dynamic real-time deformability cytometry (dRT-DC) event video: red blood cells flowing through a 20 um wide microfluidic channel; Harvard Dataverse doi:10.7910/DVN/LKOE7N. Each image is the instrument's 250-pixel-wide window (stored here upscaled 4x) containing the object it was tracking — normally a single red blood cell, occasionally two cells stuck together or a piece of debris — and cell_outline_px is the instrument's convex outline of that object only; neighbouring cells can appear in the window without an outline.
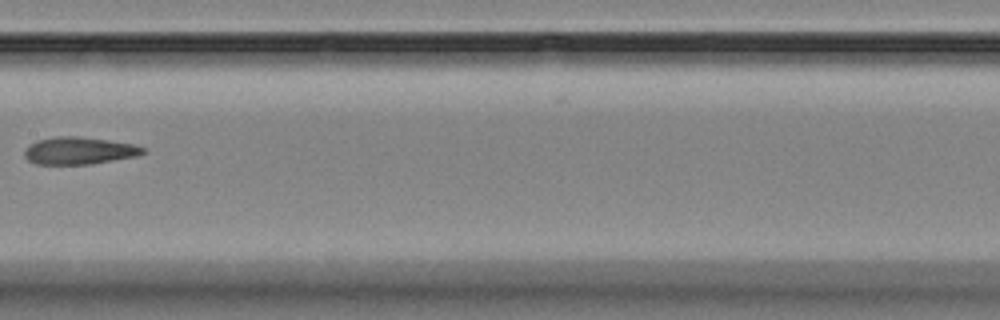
{"species": "Egyptian fruit bat (a non-hibernating species)", "species_latin": "Rousettus aegyptiacus", "temperature_condition": "room temperature", "stored_images_in_passage": 12, "camera_frame_rate_fps": 3000, "um_per_image_px": 0.085, "animal": {"sex": "female"}, "frame": {"image": 1, "passage_image": 9, "time_ms": 9.333, "image_size_px": [1000, 320], "cell_outline_px": [[144, 152], [136, 156], [92, 164], [36, 164], [28, 160], [24, 156], [24, 152], [36, 140], [56, 136], [80, 136], [108, 140], [132, 144], [144, 148]], "centroid_in_image_um": [6.7, 12.81], "position_along_channel_um": 200.7, "area_um2": 18.67}}
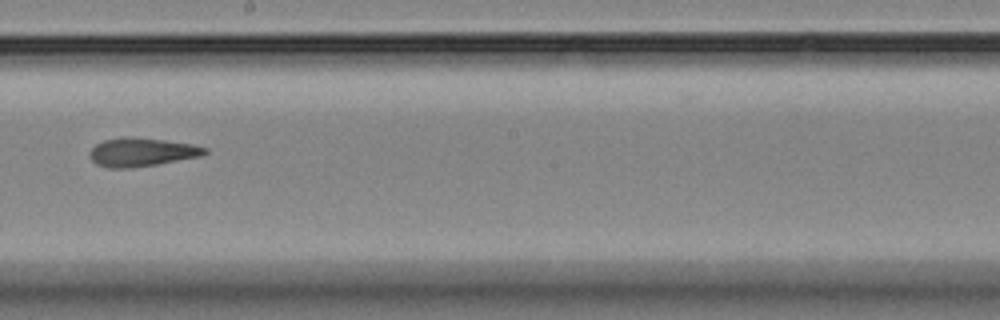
{"frame": {"image": 2, "passage_image": 10, "time_ms": 10.333, "image_size_px": [1000, 320], "cell_outline_px": [[208, 152], [204, 156], [132, 168], [108, 168], [96, 164], [88, 156], [88, 152], [96, 144], [104, 140], [124, 136], [128, 136], [164, 140], [192, 144], [208, 148]], "centroid_in_image_um": [12.04, 12.93], "position_along_channel_um": 236.2, "area_um2": 19.36}}
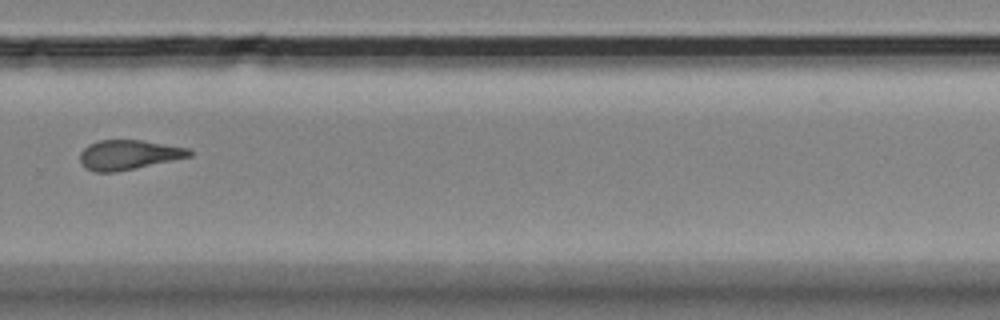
{"frame": {"image": 3, "passage_image": 12, "time_ms": 12.667, "image_size_px": [1000, 320], "cell_outline_px": [[192, 156], [136, 168], [116, 172], [92, 172], [84, 168], [80, 164], [80, 152], [88, 144], [96, 140], [144, 140], [188, 148], [192, 152]], "centroid_in_image_um": [10.88, 13.16], "position_along_channel_um": 318.9, "area_um2": 19.13}}